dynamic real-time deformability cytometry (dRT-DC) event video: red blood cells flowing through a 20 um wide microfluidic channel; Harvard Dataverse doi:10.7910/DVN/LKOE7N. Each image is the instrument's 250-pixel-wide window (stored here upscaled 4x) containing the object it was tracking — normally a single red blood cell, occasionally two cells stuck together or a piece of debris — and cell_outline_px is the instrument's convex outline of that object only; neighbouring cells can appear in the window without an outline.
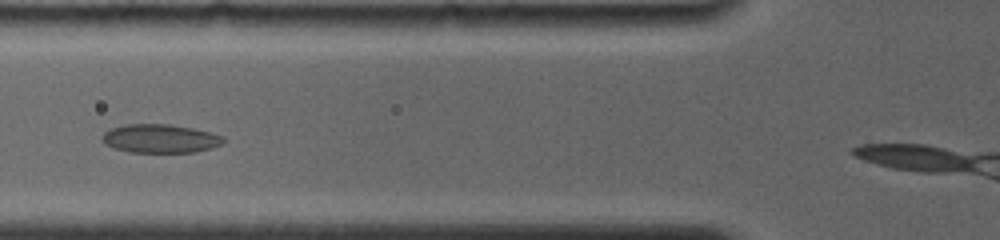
{"species": "common noctule bat (a hibernating species)", "species_latin": "Nyctalus noctula", "temperature_condition": "room temperature", "stored_images_in_passage": 11, "camera_frame_rate_fps": 4000, "um_per_image_px": 0.085, "animal": {"sex": "female", "body_mass_g": 19.0, "forearm_length_mm": 56.7}, "frame": {"image": 1, "passage_image": 3, "time_ms": 2.0, "image_size_px": [1000, 240], "cell_outline_px": [[224, 140], [220, 144], [212, 148], [192, 152], [128, 152], [104, 144], [100, 136], [108, 128], [124, 124], [168, 124], [192, 128], [224, 136]], "centroid_in_image_um": [13.55, 11.77], "position_along_channel_um": 112.3, "area_um2": 20.23}}
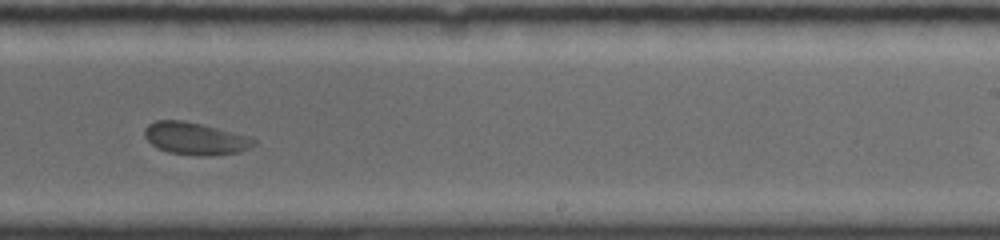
{"frame": {"image": 2, "passage_image": 7, "time_ms": 6.25, "image_size_px": [1000, 240], "cell_outline_px": [[256, 144], [240, 152], [212, 156], [196, 156], [168, 152], [156, 148], [144, 136], [144, 128], [148, 124], [156, 120], [180, 120], [200, 124], [248, 136], [256, 140]], "centroid_in_image_um": [16.57, 11.79], "position_along_channel_um": 272.4, "area_um2": 20.58}}
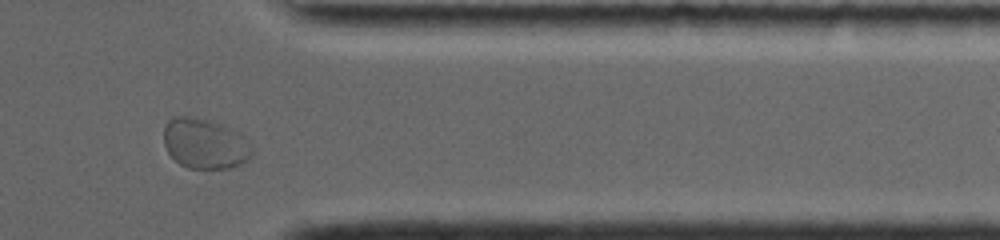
{"frame": {"image": 3, "passage_image": 10, "time_ms": 9.5, "image_size_px": [1000, 240], "cell_outline_px": [[252, 152], [248, 160], [244, 164], [228, 168], [188, 168], [180, 164], [168, 152], [164, 144], [164, 128], [168, 120], [172, 116], [188, 116], [208, 120], [224, 124], [232, 128], [244, 136], [248, 140], [252, 148]], "centroid_in_image_um": [17.44, 12.2], "position_along_channel_um": 394.0, "area_um2": 26.07}}